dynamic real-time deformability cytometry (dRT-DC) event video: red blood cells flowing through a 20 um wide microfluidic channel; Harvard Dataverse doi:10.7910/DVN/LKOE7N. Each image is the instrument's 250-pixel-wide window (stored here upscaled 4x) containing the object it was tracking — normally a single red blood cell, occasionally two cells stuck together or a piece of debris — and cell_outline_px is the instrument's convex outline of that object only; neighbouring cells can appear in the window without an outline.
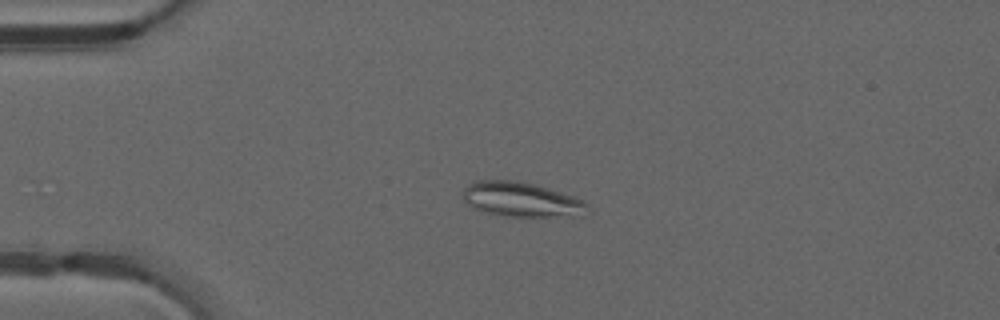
{"species": "common noctule bat (a hibernating species)", "species_latin": "Nyctalus noctula", "temperature_condition": "warm", "stored_images_in_passage": 39, "camera_frame_rate_fps": 3000, "um_per_image_px": 0.085, "animal": {"sex": "male", "forearm_length_mm": 52.5}, "frame": {"image": 1, "passage_image": 2, "time_ms": 0.333, "image_size_px": [1000, 320], "cell_outline_px": [[592, 212], [580, 216], [508, 216], [488, 212], [476, 208], [468, 204], [464, 200], [464, 188], [468, 184], [476, 180], [512, 180], [532, 184], [548, 188], [572, 196], [588, 204]], "centroid_in_image_um": [44.36, 16.96], "position_along_channel_um": 40.6, "area_um2": 24.85}}
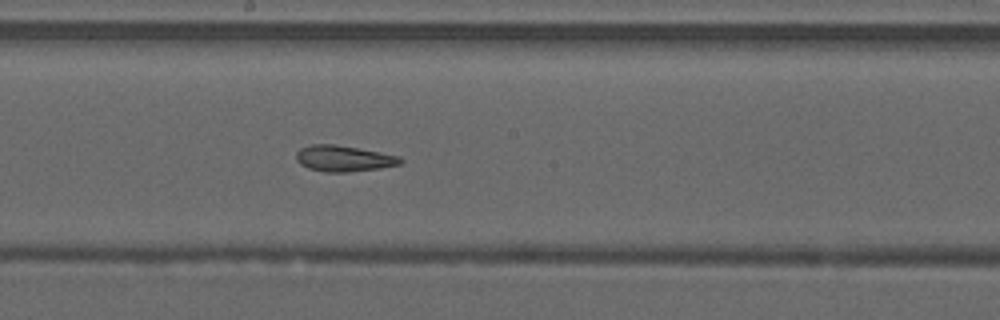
{"frame": {"image": 2, "passage_image": 17, "time_ms": 5.333, "image_size_px": [1000, 320], "cell_outline_px": [[404, 160], [400, 164], [380, 168], [348, 172], [324, 172], [308, 168], [300, 164], [296, 160], [296, 152], [300, 148], [312, 144], [336, 144], [380, 152], [400, 156]], "centroid_in_image_um": [29.2, 13.47], "position_along_channel_um": 219.0, "area_um2": 15.9}}
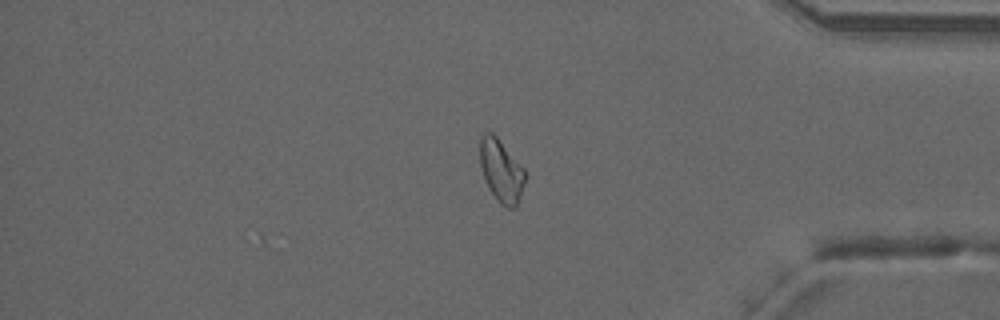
{"frame": {"image": 3, "passage_image": 31, "time_ms": 10.0, "image_size_px": [1000, 320], "cell_outline_px": [[524, 180], [516, 208], [504, 208], [500, 204], [488, 188], [480, 164], [480, 136], [484, 132], [492, 132], [496, 136], [524, 168]], "centroid_in_image_um": [42.58, 14.51], "position_along_channel_um": 392.6, "area_um2": 16.24}, "authors_computed_cell_mechanics": {"area_um2": 16.2996, "velocity_mm_per_s": 4.2133, "shape_relaxation_time_tau1_ms": null, "shape_relaxation_time_tau2_ms": 2.3278, "deformation_change_tau1": null, "deformation_change_tau2": 0.0984}}